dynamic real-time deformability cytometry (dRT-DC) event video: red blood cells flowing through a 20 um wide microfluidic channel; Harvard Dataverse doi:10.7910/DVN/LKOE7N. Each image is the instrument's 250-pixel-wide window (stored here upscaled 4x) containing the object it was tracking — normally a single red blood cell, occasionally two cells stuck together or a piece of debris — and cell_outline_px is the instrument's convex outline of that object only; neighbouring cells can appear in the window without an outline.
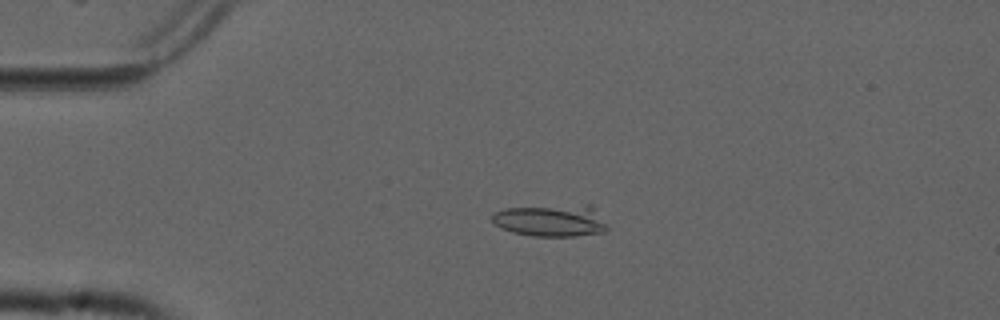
{"species": "common noctule bat (a hibernating species)", "species_latin": "Nyctalus noctula", "temperature_condition": "cold", "stored_images_in_passage": 16, "camera_frame_rate_fps": 3000, "um_per_image_px": 0.085, "animal": {"sex": "male", "forearm_length_mm": 52.5}, "frame": {"image": 1, "passage_image": 13, "time_ms": 4.0, "image_size_px": [1000, 320], "cell_outline_px": [[608, 228], [604, 232], [576, 236], [532, 236], [512, 232], [500, 228], [492, 220], [492, 212], [504, 208], [584, 204], [592, 204]], "centroid_in_image_um": [46.82, 18.73], "position_along_channel_um": 38.2, "area_um2": 21.68}}